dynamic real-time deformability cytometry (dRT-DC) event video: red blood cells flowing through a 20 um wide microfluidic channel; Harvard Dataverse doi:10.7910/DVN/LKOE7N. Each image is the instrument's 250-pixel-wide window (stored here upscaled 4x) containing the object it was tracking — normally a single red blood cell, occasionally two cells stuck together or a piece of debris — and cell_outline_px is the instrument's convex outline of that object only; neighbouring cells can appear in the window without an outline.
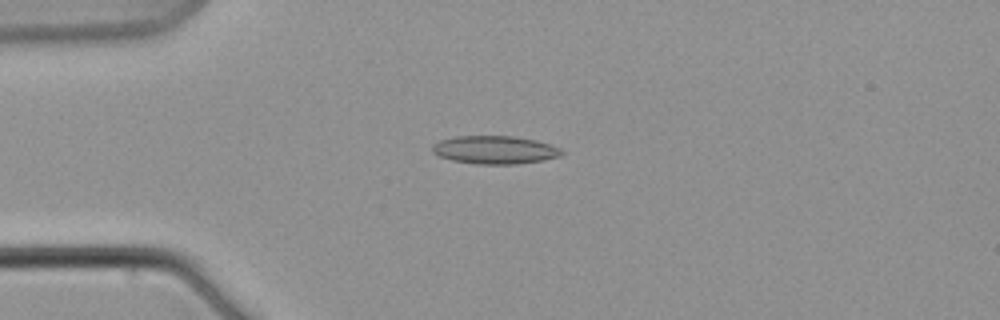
{"species": "common noctule bat (a hibernating species)", "species_latin": "Nyctalus noctula", "temperature_condition": "warm", "stored_images_in_passage": 6, "camera_frame_rate_fps": 3000, "um_per_image_px": 0.085, "animal": {"sex": "male", "body_mass_g": 21.5, "forearm_length_mm": 52.0}, "frame": {"image": 1, "passage_image": 5, "time_ms": 5.667, "image_size_px": [1000, 320], "cell_outline_px": [[564, 152], [560, 156], [540, 160], [516, 164], [476, 164], [452, 160], [440, 156], [432, 152], [432, 144], [440, 140], [456, 136], [512, 136], [536, 140], [560, 148]], "centroid_in_image_um": [42.03, 12.73], "position_along_channel_um": 43.0, "area_um2": 21.04}}